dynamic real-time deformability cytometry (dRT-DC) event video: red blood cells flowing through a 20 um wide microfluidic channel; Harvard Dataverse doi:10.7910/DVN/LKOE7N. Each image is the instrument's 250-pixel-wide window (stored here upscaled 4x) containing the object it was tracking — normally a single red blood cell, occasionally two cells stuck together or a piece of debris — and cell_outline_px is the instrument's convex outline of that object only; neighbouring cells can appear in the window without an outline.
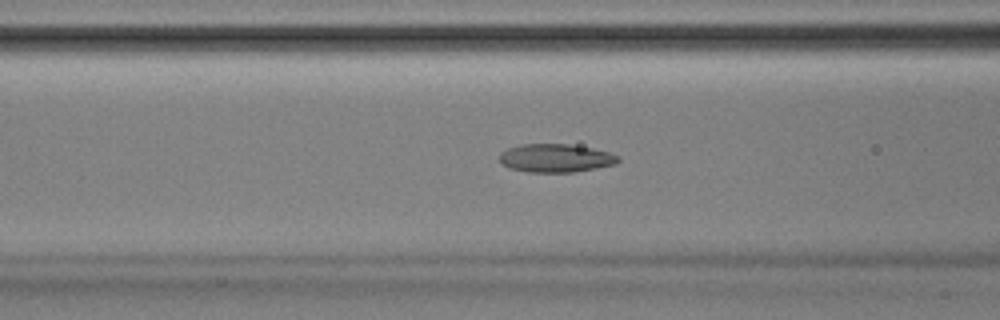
{"species": "Egyptian fruit bat (a non-hibernating species)", "species_latin": "Rousettus aegyptiacus", "temperature_condition": "room temperature", "stored_images_in_passage": 45, "camera_frame_rate_fps": 3000, "um_per_image_px": 0.085, "animal": {"sex": "male"}, "frame": {"image": 1, "passage_image": 14, "time_ms": 4.333, "image_size_px": [1000, 320], "cell_outline_px": [[620, 160], [616, 164], [596, 168], [572, 172], [528, 172], [508, 168], [500, 164], [500, 152], [508, 148], [520, 144], [568, 144], [592, 148], [608, 152], [620, 156]], "centroid_in_image_um": [47.21, 13.44], "position_along_channel_um": 119.4, "area_um2": 19.71}, "authors_computed_cell_mechanics": {"area_um2": 19.2474, "velocity_mm_per_s": 3.9053, "shape_relaxation_time_tau1_ms": 7.7202, "shape_relaxation_time_tau2_ms": 1.8069, "deformation_change_tau1": 0.1758, "deformation_change_tau2": 0.0848}}